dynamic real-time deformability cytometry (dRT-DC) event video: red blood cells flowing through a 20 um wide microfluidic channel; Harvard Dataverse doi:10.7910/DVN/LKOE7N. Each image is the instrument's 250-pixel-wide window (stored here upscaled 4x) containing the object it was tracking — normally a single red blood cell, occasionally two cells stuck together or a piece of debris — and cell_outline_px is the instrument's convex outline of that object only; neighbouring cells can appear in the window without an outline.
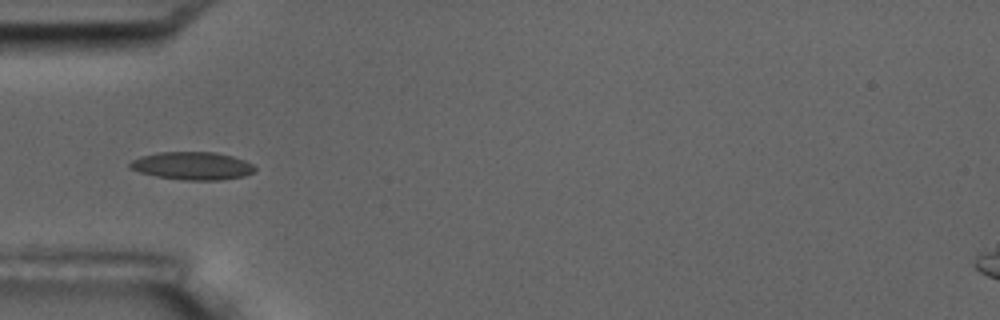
{"species": "common noctule bat (a hibernating species)", "species_latin": "Nyctalus noctula", "temperature_condition": "room temperature", "stored_images_in_passage": 6, "camera_frame_rate_fps": 3000, "um_per_image_px": 0.085, "animal": {"sex": "male", "body_mass_g": 17.5, "forearm_length_mm": 52.3}, "frame": {"image": 1, "passage_image": 5, "time_ms": 5.667, "image_size_px": [1000, 320], "cell_outline_px": [[256, 168], [252, 172], [244, 176], [220, 180], [184, 180], [156, 176], [140, 172], [128, 168], [128, 164], [132, 160], [140, 156], [156, 152], [216, 152], [232, 156], [244, 160], [252, 164]], "centroid_in_image_um": [16.31, 14.09], "position_along_channel_um": 68.7, "area_um2": 20.35}}